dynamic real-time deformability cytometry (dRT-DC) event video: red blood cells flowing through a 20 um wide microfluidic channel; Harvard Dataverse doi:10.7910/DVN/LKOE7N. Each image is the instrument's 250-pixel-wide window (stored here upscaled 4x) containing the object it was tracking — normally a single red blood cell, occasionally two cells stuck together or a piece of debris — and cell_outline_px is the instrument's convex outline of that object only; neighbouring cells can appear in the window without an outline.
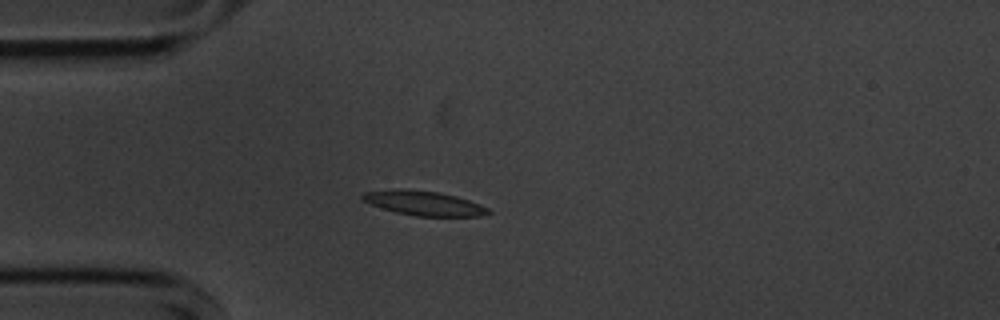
{"species": "common noctule bat (a hibernating species)", "species_latin": "Nyctalus noctula", "temperature_condition": "cold", "stored_images_in_passage": 42, "camera_frame_rate_fps": 3000, "um_per_image_px": 0.085, "animal": {"sex": "male", "body_mass_g": 20.1, "forearm_length_mm": 53.5}, "frame": {"image": 1, "passage_image": 1, "time_ms": 0.0, "image_size_px": [1000, 320], "cell_outline_px": [[492, 212], [480, 216], [416, 216], [396, 212], [372, 204], [364, 200], [360, 196], [364, 192], [400, 188], [440, 192], [456, 196], [480, 204], [488, 208]], "centroid_in_image_um": [36.05, 17.26], "position_along_channel_um": 48.9, "area_um2": 17.8}}
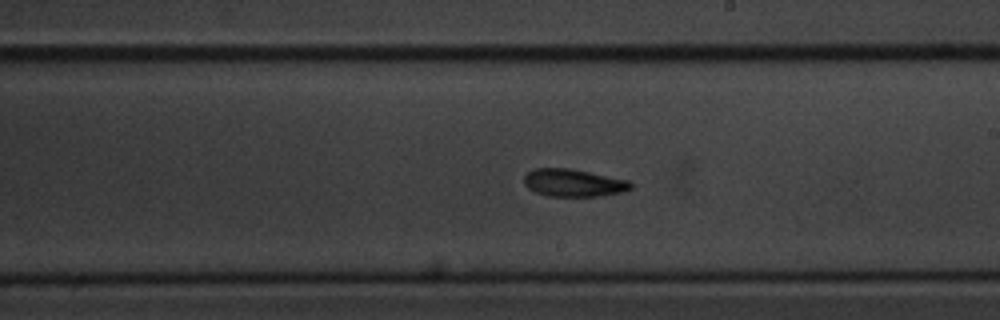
{"frame": {"image": 2, "passage_image": 18, "time_ms": 5.667, "image_size_px": [1000, 320], "cell_outline_px": [[632, 188], [620, 192], [600, 196], [548, 196], [536, 192], [528, 188], [524, 184], [524, 176], [532, 168], [568, 168], [628, 180], [632, 184]], "centroid_in_image_um": [48.7, 15.54], "position_along_channel_um": 240.3, "area_um2": 16.99}}
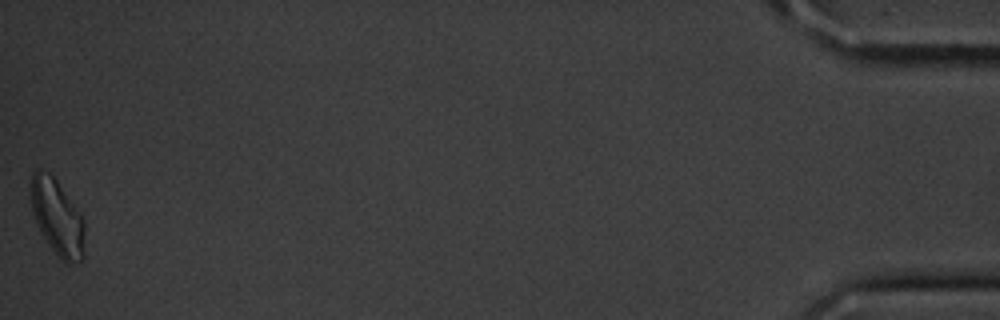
{"frame": {"image": 3, "passage_image": 42, "time_ms": 13.667, "image_size_px": [1000, 320], "cell_outline_px": [[84, 260], [72, 264], [68, 264], [60, 260], [48, 244], [40, 232], [36, 224], [32, 212], [28, 184], [32, 172], [36, 168], [40, 168], [48, 172], [56, 180], [84, 220]], "centroid_in_image_um": [4.82, 18.48], "position_along_channel_um": 430.4, "area_um2": 24.33}, "authors_computed_cell_mechanics": {"area_um2": 17.5134, "velocity_mm_per_s": 3.5724, "shape_relaxation_time_tau1_ms": 3.9759, "shape_relaxation_time_tau2_ms": null, "deformation_change_tau1": 0.119, "deformation_change_tau2": null}}